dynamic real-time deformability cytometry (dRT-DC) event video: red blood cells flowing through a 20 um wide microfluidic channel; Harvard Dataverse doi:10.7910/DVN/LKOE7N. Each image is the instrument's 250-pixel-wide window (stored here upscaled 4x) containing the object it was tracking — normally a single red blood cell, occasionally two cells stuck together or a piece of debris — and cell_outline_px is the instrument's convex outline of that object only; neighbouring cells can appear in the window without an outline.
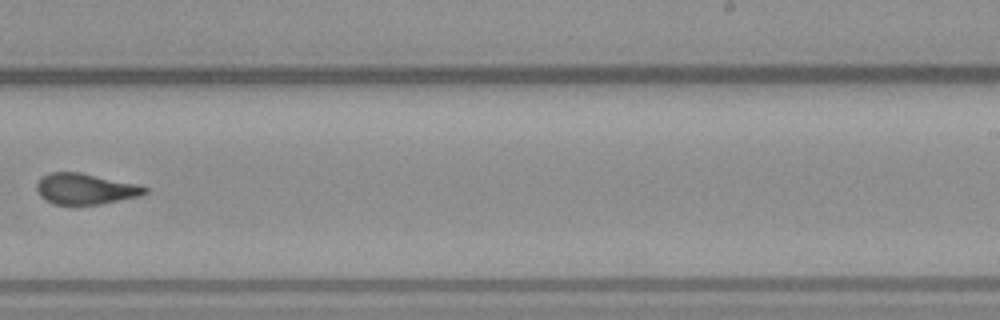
{"species": "common noctule bat (a hibernating species)", "species_latin": "Nyctalus noctula", "temperature_condition": "warm", "stored_images_in_passage": 12, "camera_frame_rate_fps": 3000, "um_per_image_px": 0.085, "animal": {"sex": "male", "body_mass_g": 23.1, "forearm_length_mm": 52.7}, "frame": {"image": 1, "passage_image": 12, "time_ms": 14.0, "image_size_px": [1000, 320], "cell_outline_px": [[148, 192], [140, 196], [100, 204], [52, 204], [44, 200], [40, 196], [36, 188], [36, 184], [44, 176], [52, 172], [76, 172], [136, 184], [148, 188]], "centroid_in_image_um": [7.24, 16.07], "position_along_channel_um": 281.8, "area_um2": 19.13}}